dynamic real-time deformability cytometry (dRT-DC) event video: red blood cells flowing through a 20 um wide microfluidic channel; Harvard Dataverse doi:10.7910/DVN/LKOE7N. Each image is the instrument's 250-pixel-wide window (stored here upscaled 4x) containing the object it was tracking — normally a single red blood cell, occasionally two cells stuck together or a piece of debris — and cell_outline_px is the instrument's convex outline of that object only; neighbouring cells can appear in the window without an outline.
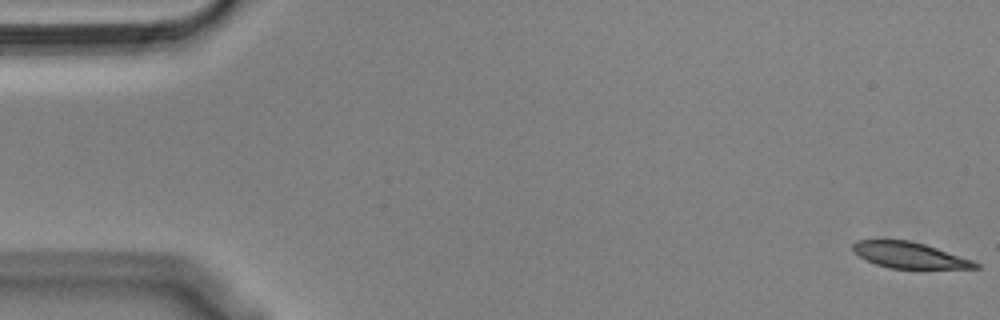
{"species": "Egyptian fruit bat (a non-hibernating species)", "species_latin": "Rousettus aegyptiacus", "temperature_condition": "cold", "stored_images_in_passage": 56, "camera_frame_rate_fps": 3000, "um_per_image_px": 0.085, "animal": {"sex": "male"}, "frame": {"image": 1, "passage_image": 1, "time_ms": 0.0, "image_size_px": [1000, 320], "cell_outline_px": [[980, 268], [888, 268], [876, 264], [860, 256], [852, 248], [852, 244], [856, 240], [908, 240], [924, 244], [972, 260], [980, 264]], "centroid_in_image_um": [77.29, 21.69], "position_along_channel_um": 7.7, "area_um2": 18.15}}
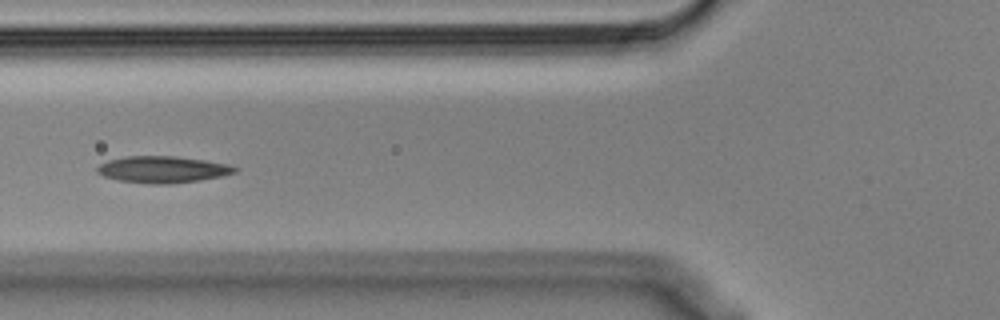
{"frame": {"image": 2, "passage_image": 21, "time_ms": 6.667, "image_size_px": [1000, 320], "cell_outline_px": [[240, 168], [236, 172], [220, 176], [200, 180], [168, 184], [148, 184], [120, 180], [104, 176], [96, 172], [96, 168], [100, 164], [108, 160], [124, 156], [176, 156], [204, 160], [228, 164]], "centroid_in_image_um": [13.82, 14.4], "position_along_channel_um": 112.0, "area_um2": 21.39}}
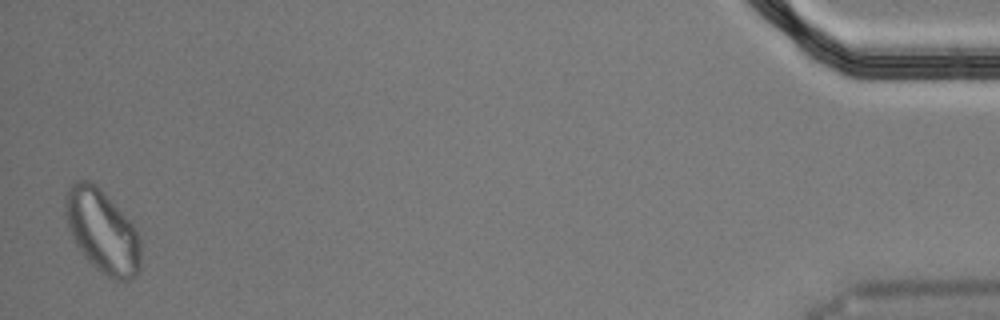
{"frame": {"image": 3, "passage_image": 55, "time_ms": 18.0, "image_size_px": [1000, 320], "cell_outline_px": [[140, 268], [128, 280], [112, 280], [96, 268], [84, 256], [76, 244], [72, 236], [68, 224], [64, 204], [64, 196], [72, 184], [76, 180], [88, 180], [96, 184], [104, 192], [132, 224], [140, 236]], "centroid_in_image_um": [8.69, 19.64], "position_along_channel_um": 426.5, "area_um2": 36.13}, "authors_computed_cell_mechanics": {"area_um2": 20.8947, "velocity_mm_per_s": 3.5712, "shape_relaxation_time_tau1_ms": 10.4283, "shape_relaxation_time_tau2_ms": 7.3917, "deformation_change_tau1": 0.2219, "deformation_change_tau2": 0.1408}}